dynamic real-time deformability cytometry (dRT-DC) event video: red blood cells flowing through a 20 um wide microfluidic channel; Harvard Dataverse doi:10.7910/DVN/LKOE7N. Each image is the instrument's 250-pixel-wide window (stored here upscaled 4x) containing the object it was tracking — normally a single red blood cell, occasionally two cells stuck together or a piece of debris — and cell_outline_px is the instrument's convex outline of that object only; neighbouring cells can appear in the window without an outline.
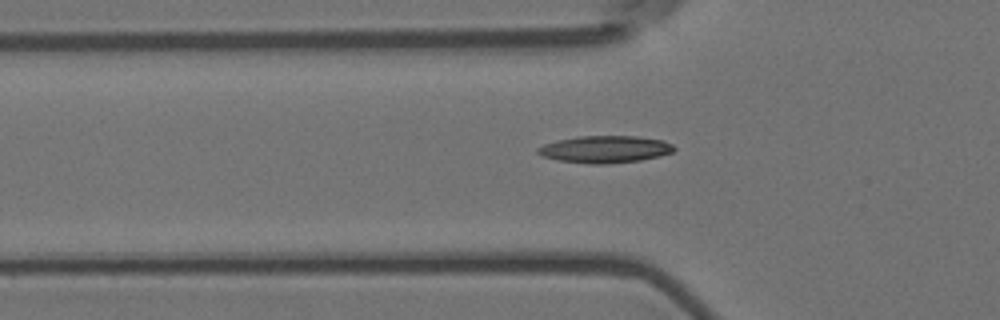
{"species": "Egyptian fruit bat (a non-hibernating species)", "species_latin": "Rousettus aegyptiacus", "temperature_condition": "room temperature", "stored_images_in_passage": 50, "camera_frame_rate_fps": 3000, "um_per_image_px": 0.085, "animal": {"sex": "female"}, "frame": {"image": 1, "passage_image": 19, "time_ms": 6.0, "image_size_px": [1000, 320], "cell_outline_px": [[676, 148], [672, 152], [660, 156], [640, 160], [608, 164], [592, 164], [560, 160], [544, 156], [536, 152], [536, 148], [544, 144], [556, 140], [580, 136], [636, 136], [664, 140], [672, 144]], "centroid_in_image_um": [51.45, 12.68], "position_along_channel_um": 74.4, "area_um2": 21.5}}
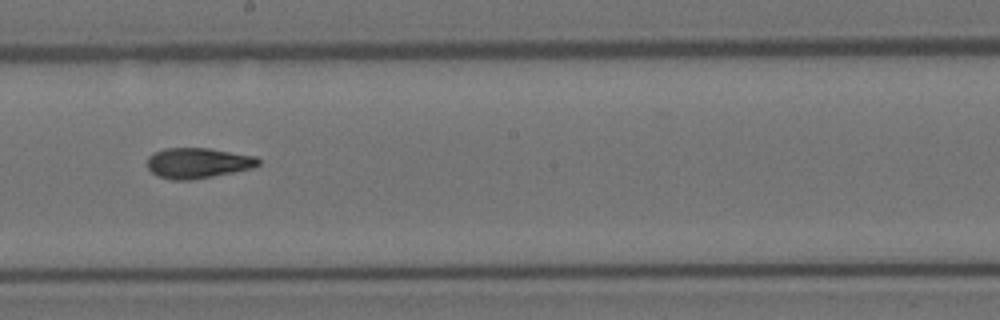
{"frame": {"image": 2, "passage_image": 32, "time_ms": 10.333, "image_size_px": [1000, 320], "cell_outline_px": [[260, 164], [252, 168], [192, 180], [172, 180], [156, 176], [148, 168], [148, 156], [164, 148], [208, 148], [256, 156], [260, 160]], "centroid_in_image_um": [16.81, 13.86], "position_along_channel_um": 231.4, "area_um2": 19.65}}
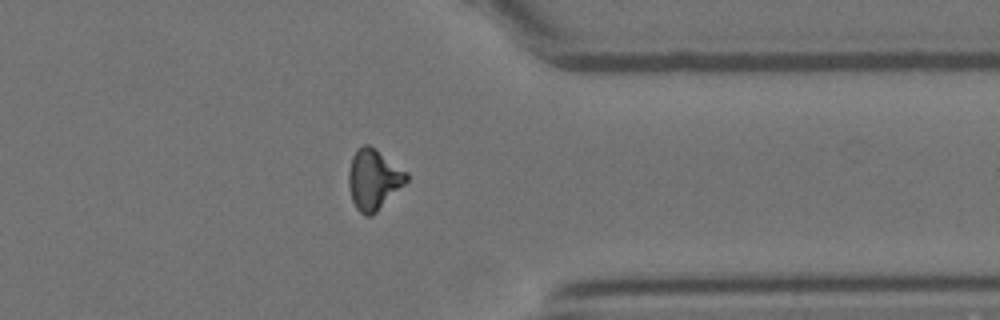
{"frame": {"image": 3, "passage_image": 45, "time_ms": 14.667, "image_size_px": [1000, 320], "cell_outline_px": [[408, 180], [372, 216], [364, 216], [356, 208], [352, 200], [348, 184], [348, 172], [352, 156], [364, 144], [368, 144], [376, 148], [408, 172]], "centroid_in_image_um": [31.75, 15.24], "position_along_channel_um": 379.6, "area_um2": 20.35}}